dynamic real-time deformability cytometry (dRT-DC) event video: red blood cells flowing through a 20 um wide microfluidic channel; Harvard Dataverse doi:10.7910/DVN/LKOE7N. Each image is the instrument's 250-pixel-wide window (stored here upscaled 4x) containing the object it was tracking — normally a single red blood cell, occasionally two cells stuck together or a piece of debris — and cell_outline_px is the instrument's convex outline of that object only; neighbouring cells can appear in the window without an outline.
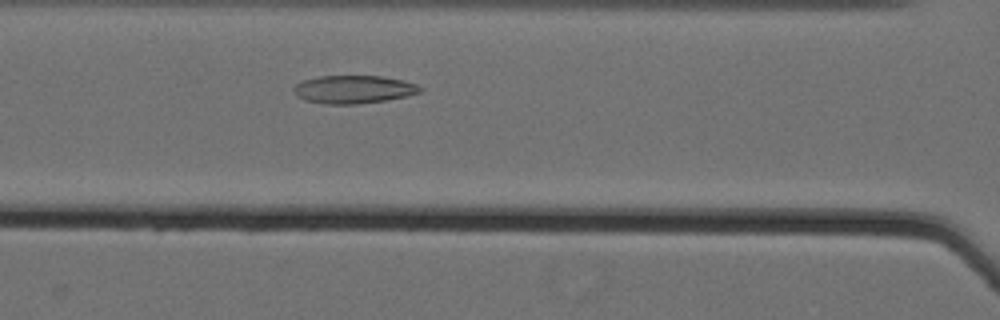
{"species": "Egyptian fruit bat (a non-hibernating species)", "species_latin": "Rousettus aegyptiacus", "temperature_condition": "cold", "stored_images_in_passage": 32, "camera_frame_rate_fps": 3000, "um_per_image_px": 0.085, "animal": {"sex": "female"}, "frame": {"image": 1, "passage_image": 8, "time_ms": 2.333, "image_size_px": [1000, 320], "cell_outline_px": [[420, 92], [408, 96], [360, 104], [324, 104], [304, 100], [296, 96], [292, 88], [300, 80], [320, 76], [380, 76], [404, 80], [416, 84], [420, 88]], "centroid_in_image_um": [30.0, 7.6], "position_along_channel_um": 136.6, "area_um2": 20.75}}
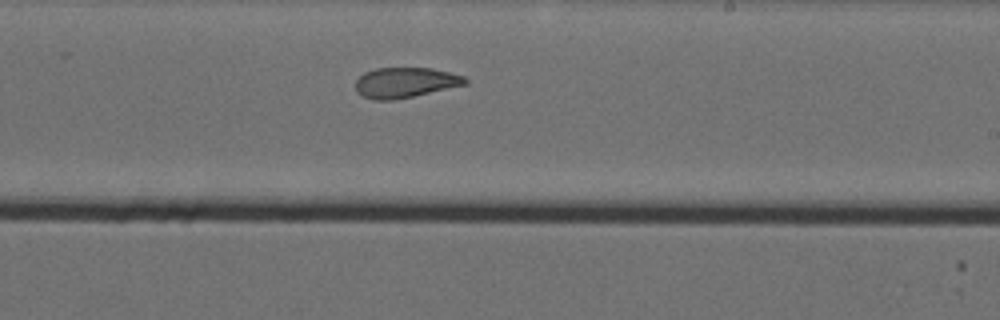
{"frame": {"image": 2, "passage_image": 18, "time_ms": 5.667, "image_size_px": [1000, 320], "cell_outline_px": [[468, 84], [412, 96], [392, 100], [372, 100], [360, 96], [356, 92], [356, 80], [364, 72], [376, 68], [432, 68], [464, 76], [468, 80]], "centroid_in_image_um": [34.41, 7.02], "position_along_channel_um": 254.6, "area_um2": 19.36}}
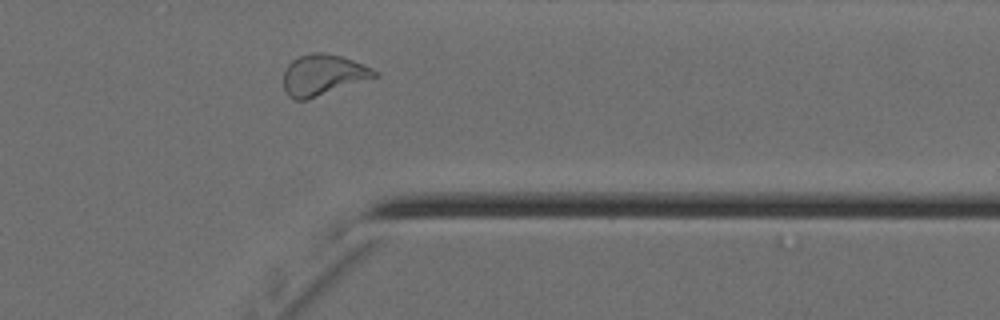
{"frame": {"image": 3, "passage_image": 29, "time_ms": 9.333, "image_size_px": [1000, 320], "cell_outline_px": [[380, 76], [308, 100], [296, 100], [288, 96], [284, 92], [284, 72], [288, 64], [292, 60], [300, 56], [312, 52], [324, 52], [340, 56], [364, 64], [372, 68]], "centroid_in_image_um": [27.45, 6.38], "position_along_channel_um": 383.9, "area_um2": 21.91}, "authors_computed_cell_mechanics": {"area_um2": 20.4323, "velocity_mm_per_s": 3.5515, "shape_relaxation_time_tau1_ms": null, "shape_relaxation_time_tau2_ms": 3.1274, "deformation_change_tau1": null, "deformation_change_tau2": 0.0911}}